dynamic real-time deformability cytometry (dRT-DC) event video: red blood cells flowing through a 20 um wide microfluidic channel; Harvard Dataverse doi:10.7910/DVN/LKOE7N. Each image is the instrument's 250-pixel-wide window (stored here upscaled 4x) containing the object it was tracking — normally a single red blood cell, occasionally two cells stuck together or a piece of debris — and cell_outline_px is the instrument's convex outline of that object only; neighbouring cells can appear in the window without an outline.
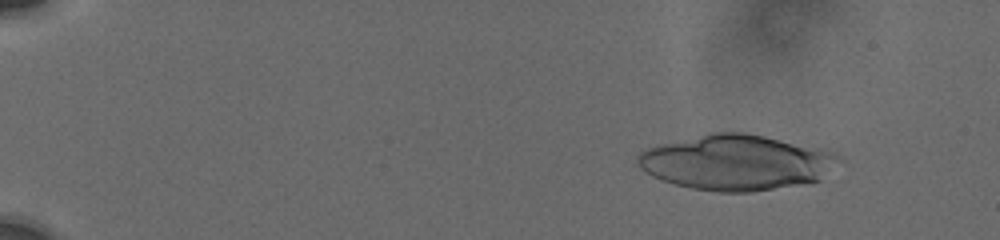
{"species": "human", "species_latin": "Homo sapiens", "temperature_condition": "cold", "stored_images_in_passage": 32, "camera_frame_rate_fps": 3000, "um_per_image_px": 0.085, "donor": {"sex": "male"}, "frame": {"image": 1, "passage_image": 9, "time_ms": 2.333, "image_size_px": [1000, 240], "cell_outline_px": [[836, 152], [820, 180], [752, 192], [720, 192], [692, 188], [676, 184], [652, 176], [640, 168], [636, 160], [636, 156], [640, 152], [648, 148], [660, 144], [708, 132], [744, 132], [764, 136]], "centroid_in_image_um": [62.43, 13.79], "position_along_channel_um": 22.6, "area_um2": 63.52}}
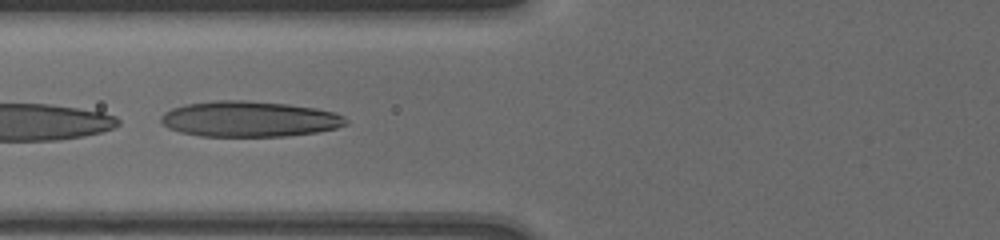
{"frame": {"image": 2, "passage_image": 30, "time_ms": 8.333, "image_size_px": [1000, 240], "cell_outline_px": [[348, 124], [336, 128], [316, 132], [284, 136], [200, 136], [180, 132], [168, 128], [160, 120], [160, 116], [164, 112], [172, 108], [184, 104], [212, 100], [248, 100], [288, 104], [316, 108], [332, 112], [344, 116], [348, 120]], "centroid_in_image_um": [21.17, 10.11], "position_along_channel_um": 104.6, "area_um2": 38.61}}